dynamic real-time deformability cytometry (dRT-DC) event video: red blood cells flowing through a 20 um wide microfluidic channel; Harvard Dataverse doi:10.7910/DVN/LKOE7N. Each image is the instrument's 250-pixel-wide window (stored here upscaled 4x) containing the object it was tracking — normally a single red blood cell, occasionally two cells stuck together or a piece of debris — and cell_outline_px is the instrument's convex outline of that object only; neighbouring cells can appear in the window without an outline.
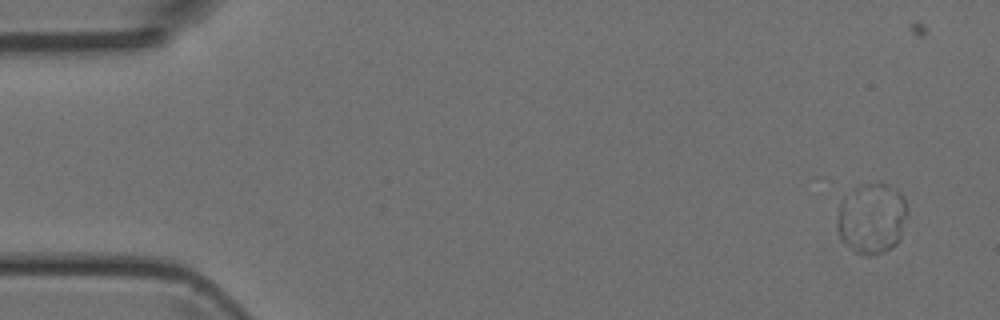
{"species": "Egyptian fruit bat (a non-hibernating species)", "species_latin": "Rousettus aegyptiacus", "temperature_condition": "room temperature", "stored_images_in_passage": 19, "camera_frame_rate_fps": 3000, "um_per_image_px": 0.085, "animal": {"sex": "female"}, "frame": {"image": 1, "passage_image": 1, "time_ms": 0.0, "image_size_px": [1000, 320], "cell_outline_px": [[908, 212], [900, 240], [892, 248], [884, 252], [868, 256], [864, 256], [852, 252], [840, 236], [836, 224], [840, 204], [844, 196], [852, 188], [860, 184], [880, 180], [896, 188], [900, 192], [904, 200]], "centroid_in_image_um": [74.11, 18.53], "position_along_channel_um": 10.9, "area_um2": 29.71}}
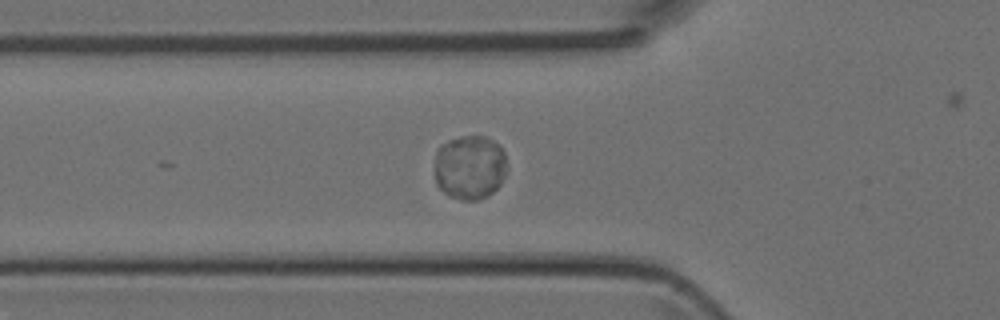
{"frame": {"image": 2, "passage_image": 15, "time_ms": 4.667, "image_size_px": [1000, 320], "cell_outline_px": [[504, 176], [500, 184], [488, 196], [476, 200], [460, 200], [448, 196], [436, 184], [436, 152], [440, 144], [448, 140], [460, 136], [484, 136], [500, 144], [504, 152]], "centroid_in_image_um": [39.91, 14.21], "position_along_channel_um": 85.9, "area_um2": 27.11}}
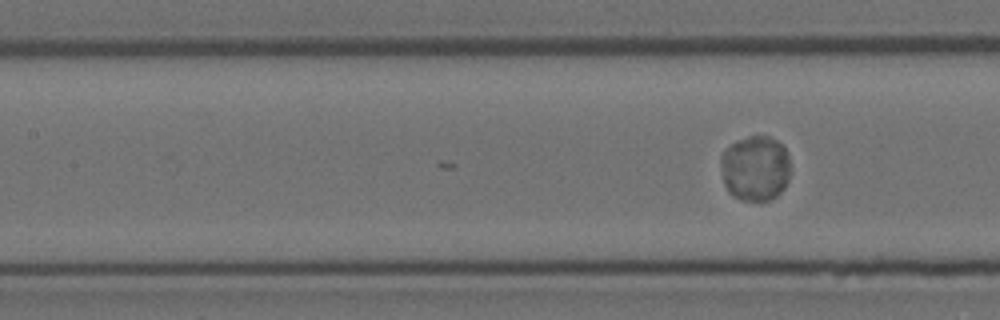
{"frame": {"image": 3, "passage_image": 19, "time_ms": 6.0, "image_size_px": [1000, 320], "cell_outline_px": [[788, 180], [784, 188], [772, 200], [760, 204], [740, 200], [728, 192], [724, 184], [720, 164], [720, 156], [736, 140], [748, 136], [768, 136], [776, 140], [784, 148], [788, 156]], "centroid_in_image_um": [64.17, 14.36], "position_along_channel_um": 143.2, "area_um2": 26.88}}